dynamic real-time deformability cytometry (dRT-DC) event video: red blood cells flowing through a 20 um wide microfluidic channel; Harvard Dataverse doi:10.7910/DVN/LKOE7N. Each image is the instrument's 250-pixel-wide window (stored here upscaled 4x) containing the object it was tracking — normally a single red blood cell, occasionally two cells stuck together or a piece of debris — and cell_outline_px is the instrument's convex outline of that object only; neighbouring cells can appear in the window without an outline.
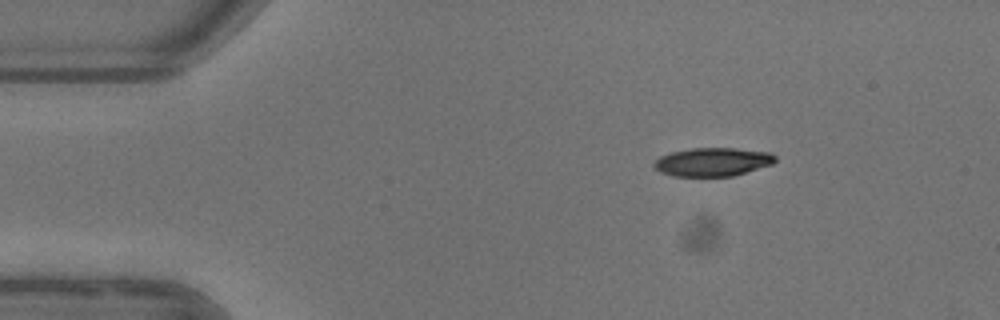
{"species": "common noctule bat (a hibernating species)", "species_latin": "Nyctalus noctula", "temperature_condition": "warm", "stored_images_in_passage": 38, "camera_frame_rate_fps": 3000, "um_per_image_px": 0.085, "animal": {"sex": "female"}, "frame": {"image": 1, "passage_image": 1, "time_ms": 0.0, "image_size_px": [1000, 320], "cell_outline_px": [[776, 160], [772, 164], [732, 176], [672, 176], [660, 172], [652, 164], [660, 156], [672, 152], [692, 148], [736, 148], [772, 152], [776, 156]], "centroid_in_image_um": [60.59, 13.75], "position_along_channel_um": 24.4, "area_um2": 20.11}}
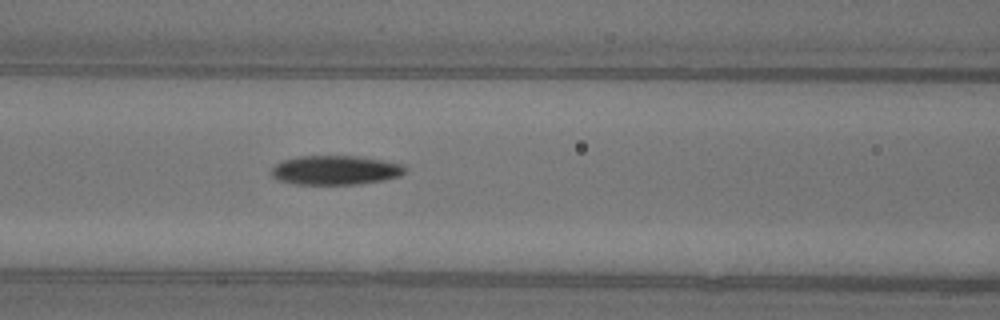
{"frame": {"image": 2, "passage_image": 15, "time_ms": 4.667, "image_size_px": [1000, 320], "cell_outline_px": [[404, 172], [400, 176], [360, 184], [296, 184], [280, 180], [272, 176], [272, 168], [276, 164], [284, 160], [300, 156], [360, 156], [400, 164], [404, 168]], "centroid_in_image_um": [28.48, 14.46], "position_along_channel_um": 138.1, "area_um2": 22.37}}
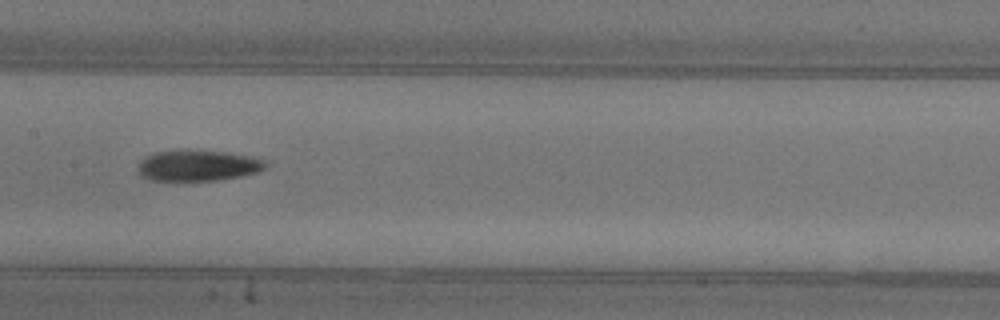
{"frame": {"image": 3, "passage_image": 19, "time_ms": 6.0, "image_size_px": [1000, 320], "cell_outline_px": [[268, 164], [264, 168], [256, 172], [240, 176], [216, 180], [152, 180], [140, 176], [140, 164], [144, 156], [156, 152], [184, 148], [188, 148], [228, 152], [256, 156], [268, 160]], "centroid_in_image_um": [16.88, 14.02], "position_along_channel_um": 190.5, "area_um2": 23.47}, "authors_computed_cell_mechanics": {"area_um2": 22.1952, "velocity_mm_per_s": 3.9357, "shape_relaxation_time_tau1_ms": 6.4167, "shape_relaxation_time_tau2_ms": null, "deformation_change_tau1": 0.2106, "deformation_change_tau2": null}}